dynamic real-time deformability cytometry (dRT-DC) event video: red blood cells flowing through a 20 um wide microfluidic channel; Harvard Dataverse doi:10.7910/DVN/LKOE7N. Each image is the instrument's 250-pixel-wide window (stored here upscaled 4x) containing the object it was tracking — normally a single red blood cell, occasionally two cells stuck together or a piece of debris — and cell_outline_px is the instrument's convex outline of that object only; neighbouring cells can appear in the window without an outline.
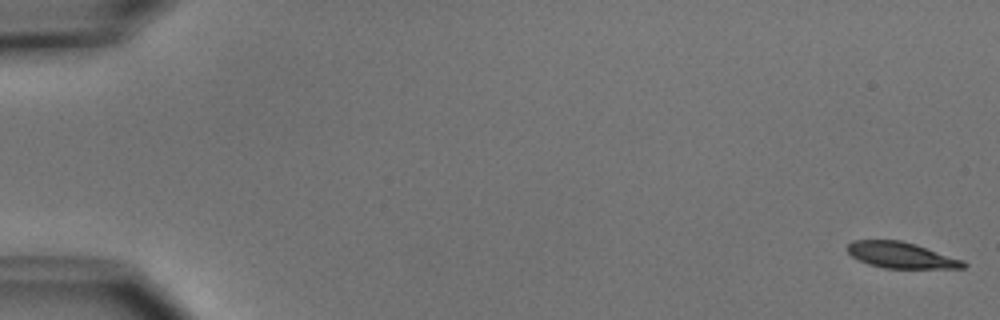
{"species": "common noctule bat (a hibernating species)", "species_latin": "Nyctalus noctula", "temperature_condition": "cold", "stored_images_in_passage": 54, "camera_frame_rate_fps": 3000, "um_per_image_px": 0.085, "animal": {"sex": "male", "body_mass_g": 15.6}, "frame": {"image": 1, "passage_image": 1, "time_ms": 0.0, "image_size_px": [1000, 320], "cell_outline_px": [[968, 264], [964, 268], [884, 268], [868, 264], [852, 256], [848, 252], [848, 244], [852, 240], [900, 240], [916, 244], [964, 260]], "centroid_in_image_um": [76.62, 21.69], "position_along_channel_um": 8.4, "area_um2": 17.57}}
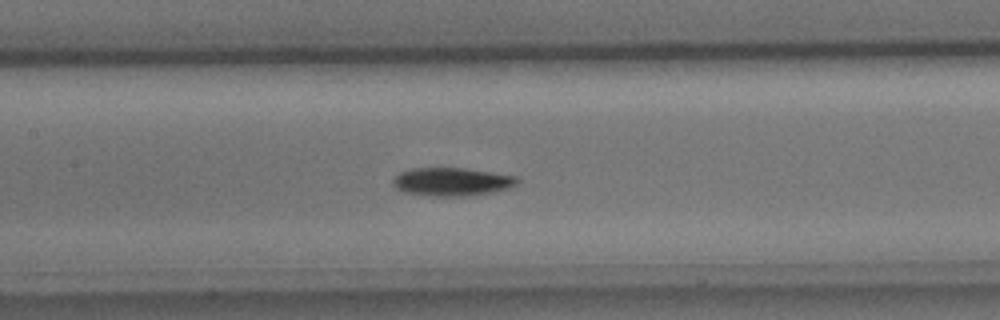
{"frame": {"image": 2, "passage_image": 26, "time_ms": 8.333, "image_size_px": [1000, 320], "cell_outline_px": [[520, 180], [516, 184], [508, 188], [472, 196], [428, 196], [404, 192], [396, 188], [392, 184], [392, 180], [400, 172], [412, 168], [464, 168], [516, 176]], "centroid_in_image_um": [38.38, 15.45], "position_along_channel_um": 169.0, "area_um2": 20.46}}
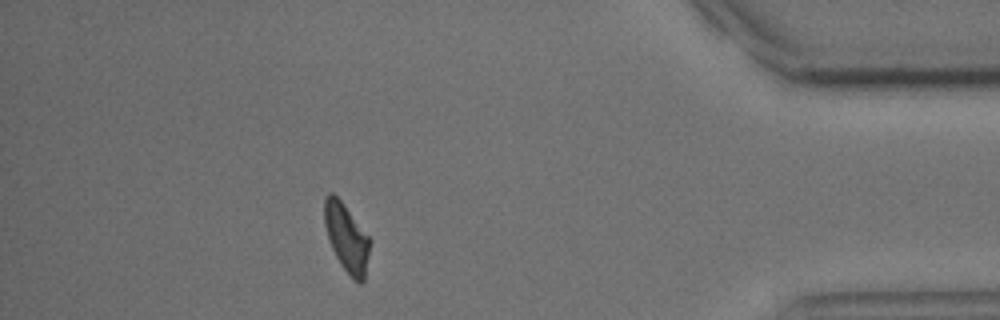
{"frame": {"image": 3, "passage_image": 48, "time_ms": 15.667, "image_size_px": [1000, 320], "cell_outline_px": [[372, 240], [364, 280], [360, 284], [352, 280], [336, 256], [332, 248], [324, 224], [324, 196], [328, 192], [332, 192], [340, 200]], "centroid_in_image_um": [29.47, 20.22], "position_along_channel_um": 405.7, "area_um2": 18.03}, "authors_computed_cell_mechanics": {"area_um2": 18.8717, "velocity_mm_per_s": 3.7809, "shape_relaxation_time_tau1_ms": 2.2799, "shape_relaxation_time_tau2_ms": null, "deformation_change_tau1": 0.1301, "deformation_change_tau2": null}}